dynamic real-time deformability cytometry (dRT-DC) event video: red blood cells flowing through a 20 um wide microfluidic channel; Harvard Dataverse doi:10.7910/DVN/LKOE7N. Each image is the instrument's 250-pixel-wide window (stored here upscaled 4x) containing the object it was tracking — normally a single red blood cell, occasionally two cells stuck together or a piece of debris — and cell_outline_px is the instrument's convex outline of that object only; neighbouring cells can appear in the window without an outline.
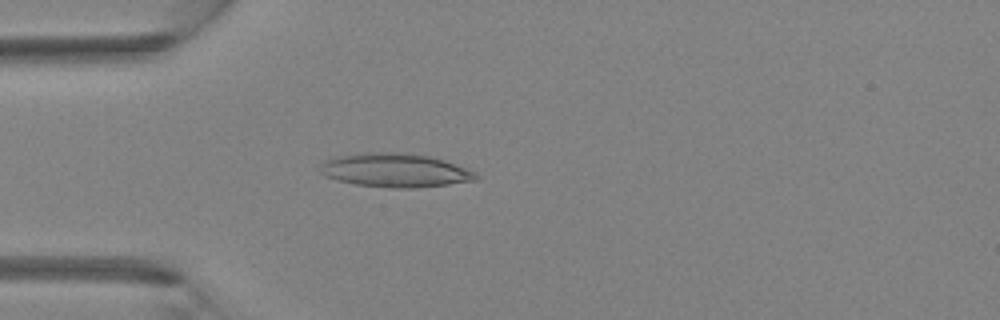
{"species": "Egyptian fruit bat (a non-hibernating species)", "species_latin": "Rousettus aegyptiacus", "temperature_condition": "room temperature", "stored_images_in_passage": 4, "camera_frame_rate_fps": 3000, "um_per_image_px": 0.085, "animal": {"sex": "female"}, "frame": {"image": 1, "passage_image": 4, "time_ms": 1.0, "image_size_px": [1000, 320], "cell_outline_px": [[480, 176], [476, 180], [448, 184], [416, 188], [392, 188], [356, 184], [336, 180], [324, 176], [320, 172], [320, 164], [324, 160], [336, 156], [368, 152], [408, 152], [428, 156], [444, 160], [456, 164], [476, 172]], "centroid_in_image_um": [33.57, 14.47], "position_along_channel_um": 51.4, "area_um2": 30.92}}